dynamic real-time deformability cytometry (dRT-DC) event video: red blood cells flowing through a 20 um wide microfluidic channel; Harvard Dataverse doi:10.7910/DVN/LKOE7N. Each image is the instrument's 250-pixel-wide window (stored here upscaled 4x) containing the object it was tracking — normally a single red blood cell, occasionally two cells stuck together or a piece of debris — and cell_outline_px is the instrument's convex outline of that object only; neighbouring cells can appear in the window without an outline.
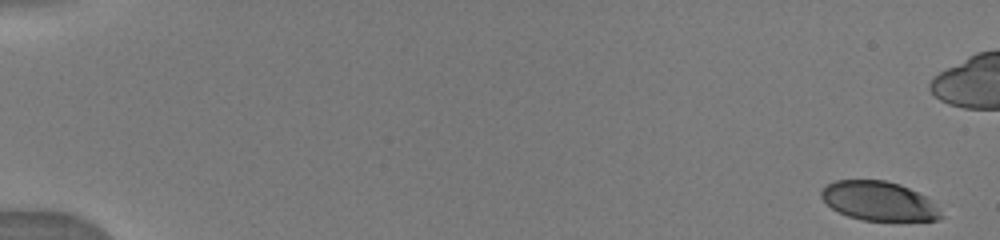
{"species": "human", "species_latin": "Homo sapiens", "temperature_condition": "warm", "stored_images_in_passage": 12, "camera_frame_rate_fps": 3000, "um_per_image_px": 0.085, "donor": {"sex": "male"}, "frame": {"image": 1, "passage_image": 1, "time_ms": 0.0, "image_size_px": [1000, 240], "cell_outline_px": [[944, 216], [940, 220], [860, 220], [848, 216], [832, 208], [820, 196], [820, 192], [828, 184], [836, 180], [884, 180], [900, 184], [924, 196]], "centroid_in_image_um": [74.67, 17.09], "position_along_channel_um": 10.3, "area_um2": 26.82}}
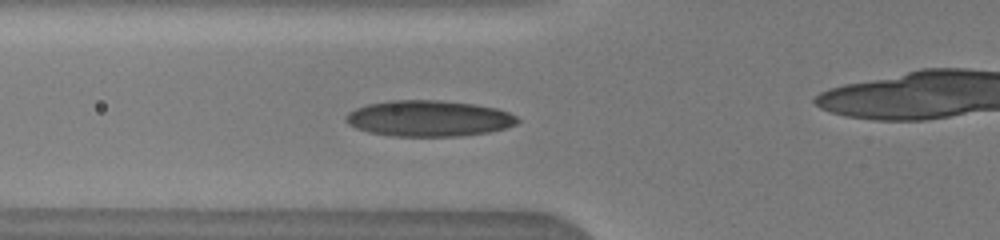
{"frame": {"image": 2, "passage_image": 7, "time_ms": 6.333, "image_size_px": [1000, 240], "cell_outline_px": [[520, 120], [516, 124], [504, 128], [488, 132], [460, 136], [392, 136], [368, 132], [356, 128], [348, 124], [344, 120], [344, 116], [348, 112], [356, 108], [368, 104], [388, 100], [440, 100], [476, 104], [496, 108], [508, 112], [516, 116]], "centroid_in_image_um": [36.41, 10.06], "position_along_channel_um": 89.4, "area_um2": 36.18}}
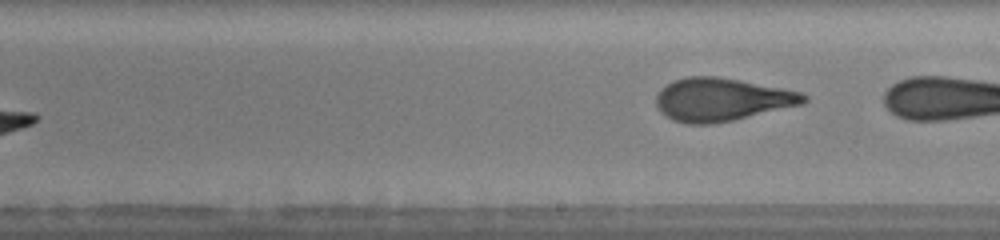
{"frame": {"image": 3, "passage_image": 12, "time_ms": 11.333, "image_size_px": [1000, 240], "cell_outline_px": [[808, 100], [804, 104], [732, 120], [712, 124], [688, 124], [672, 120], [660, 112], [656, 108], [656, 96], [660, 88], [672, 80], [688, 76], [716, 76], [740, 80], [800, 92], [808, 96]], "centroid_in_image_um": [61.3, 8.46], "position_along_channel_um": 227.7, "area_um2": 37.11}}